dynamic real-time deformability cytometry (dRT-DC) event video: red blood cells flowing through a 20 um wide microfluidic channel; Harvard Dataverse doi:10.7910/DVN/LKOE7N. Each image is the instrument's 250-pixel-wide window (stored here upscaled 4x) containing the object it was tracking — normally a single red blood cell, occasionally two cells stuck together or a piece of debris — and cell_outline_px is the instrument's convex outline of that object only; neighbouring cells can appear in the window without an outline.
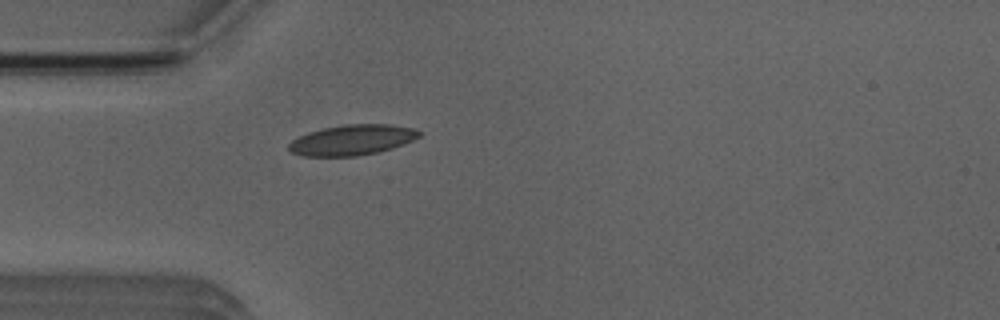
{"species": "Egyptian fruit bat (a non-hibernating species)", "species_latin": "Rousettus aegyptiacus", "temperature_condition": "room temperature", "stored_images_in_passage": 32, "camera_frame_rate_fps": 3000, "um_per_image_px": 0.085, "animal": {"sex": "male"}, "frame": {"image": 1, "passage_image": 5, "time_ms": 1.333, "image_size_px": [1000, 320], "cell_outline_px": [[420, 136], [412, 140], [392, 148], [376, 152], [356, 156], [304, 156], [292, 152], [288, 148], [288, 144], [292, 140], [308, 132], [324, 128], [344, 124], [388, 124], [412, 128], [420, 132]], "centroid_in_image_um": [29.9, 11.89], "position_along_channel_um": 55.1, "area_um2": 22.83}}
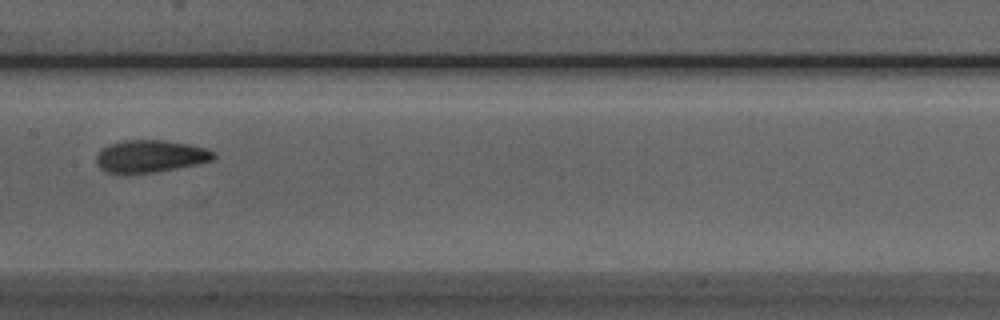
{"frame": {"image": 2, "passage_image": 16, "time_ms": 5.0, "image_size_px": [1000, 320], "cell_outline_px": [[216, 156], [212, 160], [196, 164], [156, 172], [120, 176], [108, 172], [100, 168], [96, 164], [96, 156], [108, 144], [124, 140], [164, 140], [188, 144], [204, 148], [216, 152]], "centroid_in_image_um": [12.73, 13.31], "position_along_channel_um": 194.7, "area_um2": 22.43}}
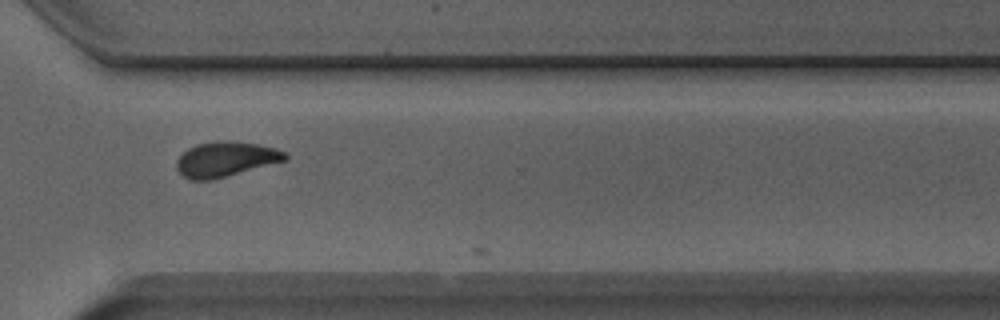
{"frame": {"image": 3, "passage_image": 28, "time_ms": 9.0, "image_size_px": [1000, 320], "cell_outline_px": [[288, 160], [212, 180], [192, 180], [184, 176], [176, 168], [176, 160], [188, 148], [196, 144], [216, 140], [228, 140], [256, 144], [276, 148], [284, 152], [288, 156]], "centroid_in_image_um": [19.18, 13.52], "position_along_channel_um": 351.4, "area_um2": 22.2}}